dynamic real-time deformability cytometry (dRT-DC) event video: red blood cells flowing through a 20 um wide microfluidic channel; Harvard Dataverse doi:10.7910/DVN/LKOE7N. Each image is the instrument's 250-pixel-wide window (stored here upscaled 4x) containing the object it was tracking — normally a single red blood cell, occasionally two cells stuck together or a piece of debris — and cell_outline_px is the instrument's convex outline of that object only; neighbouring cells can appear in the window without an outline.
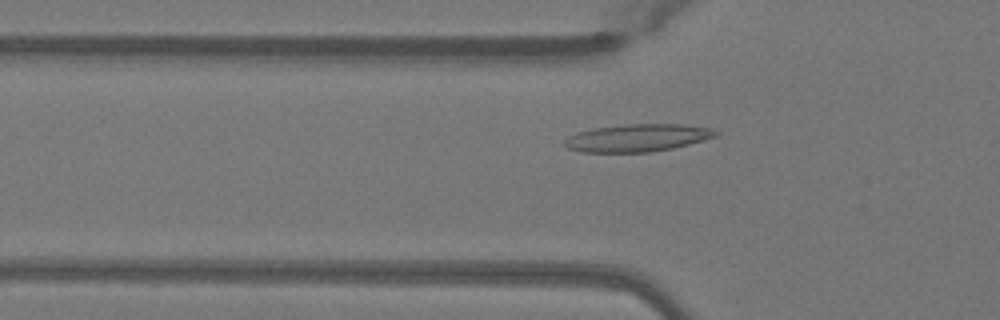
{"species": "Egyptian fruit bat (a non-hibernating species)", "species_latin": "Rousettus aegyptiacus", "temperature_condition": "warm", "stored_images_in_passage": 50, "camera_frame_rate_fps": 3000, "um_per_image_px": 0.085, "animal": {"sex": "female"}, "frame": {"image": 1, "passage_image": 17, "time_ms": 5.333, "image_size_px": [1000, 320], "cell_outline_px": [[720, 132], [716, 136], [704, 140], [672, 148], [652, 152], [584, 152], [568, 148], [564, 144], [564, 140], [568, 136], [576, 132], [592, 128], [628, 124], [684, 124], [712, 128]], "centroid_in_image_um": [54.19, 11.71], "position_along_channel_um": 71.6, "area_um2": 24.33}}
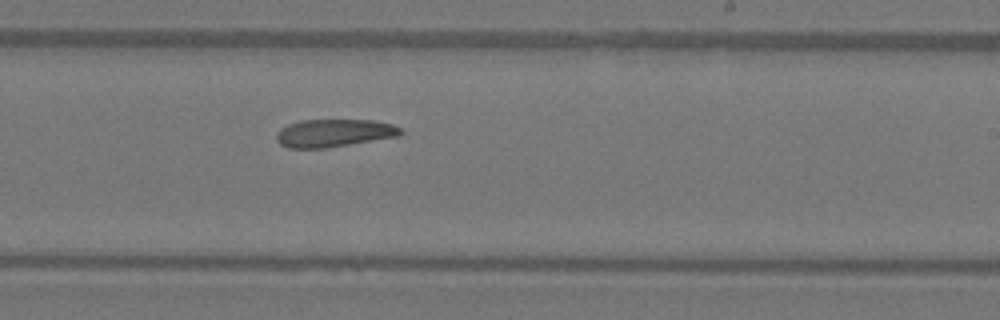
{"frame": {"image": 2, "passage_image": 31, "time_ms": 10.0, "image_size_px": [1000, 320], "cell_outline_px": [[404, 132], [400, 136], [328, 148], [288, 148], [280, 144], [276, 140], [276, 132], [280, 128], [288, 124], [300, 120], [372, 120], [392, 124], [400, 128]], "centroid_in_image_um": [28.38, 11.31], "position_along_channel_um": 260.6, "area_um2": 20.35}}
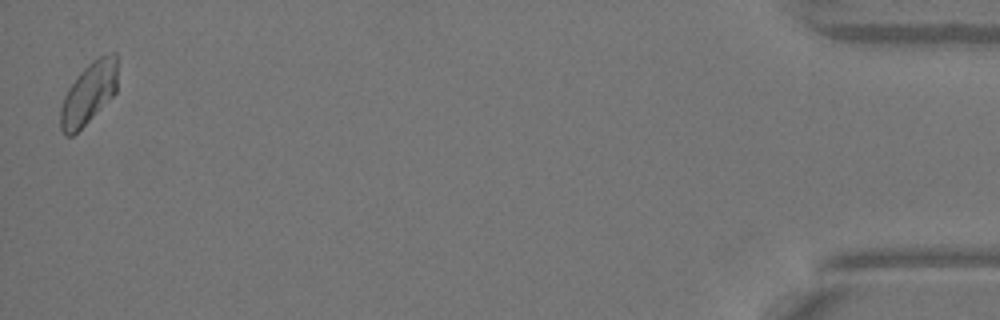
{"frame": {"image": 3, "passage_image": 50, "time_ms": 16.333, "image_size_px": [1000, 320], "cell_outline_px": [[116, 92], [72, 136], [64, 136], [60, 128], [60, 108], [64, 96], [68, 88], [80, 72], [92, 60], [108, 52], [116, 52]], "centroid_in_image_um": [7.51, 7.91], "position_along_channel_um": 427.7, "area_um2": 20.17}}